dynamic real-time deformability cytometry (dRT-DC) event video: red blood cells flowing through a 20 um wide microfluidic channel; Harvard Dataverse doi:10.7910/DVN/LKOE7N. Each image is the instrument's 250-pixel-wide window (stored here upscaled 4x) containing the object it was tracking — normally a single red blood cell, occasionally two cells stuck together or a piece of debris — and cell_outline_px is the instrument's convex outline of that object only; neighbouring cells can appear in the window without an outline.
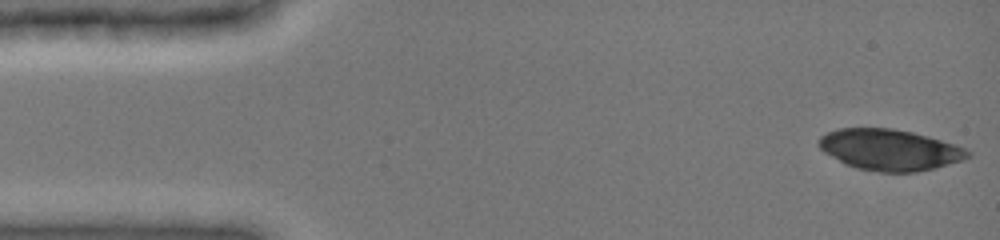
{"species": "common noctule bat (a hibernating species)", "species_latin": "Nyctalus noctula", "temperature_condition": "cold", "stored_images_in_passage": 21, "camera_frame_rate_fps": 3000, "um_per_image_px": 0.085, "animal": {"sex": "female", "body_mass_g": 19.0, "forearm_length_mm": 51.5}, "frame": {"image": 1, "passage_image": 1, "time_ms": 0.0, "image_size_px": [1000, 240], "cell_outline_px": [[972, 156], [964, 160], [932, 168], [912, 172], [880, 172], [860, 168], [844, 164], [824, 152], [816, 144], [816, 140], [820, 136], [836, 128], [892, 128], [912, 132], [928, 136], [956, 144], [972, 152]], "centroid_in_image_um": [75.61, 12.72], "position_along_channel_um": 9.4, "area_um2": 35.78}}